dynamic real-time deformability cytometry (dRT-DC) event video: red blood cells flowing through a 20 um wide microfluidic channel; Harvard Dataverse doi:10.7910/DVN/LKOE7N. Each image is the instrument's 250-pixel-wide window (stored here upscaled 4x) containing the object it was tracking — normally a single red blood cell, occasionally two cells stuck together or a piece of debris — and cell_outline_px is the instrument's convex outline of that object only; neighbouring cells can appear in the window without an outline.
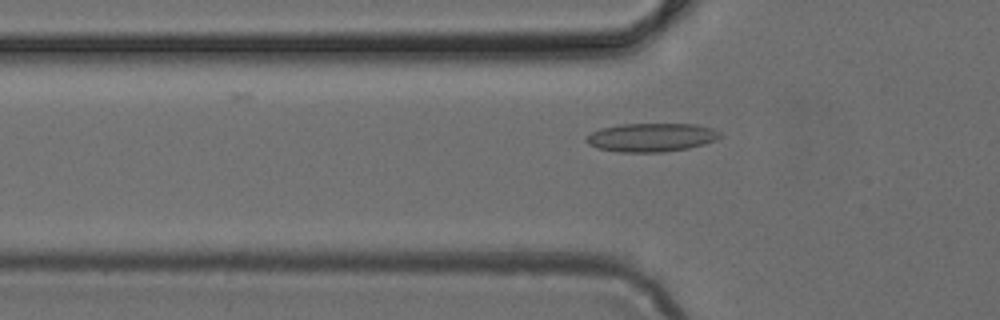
{"species": "common noctule bat (a hibernating species)", "species_latin": "Nyctalus noctula", "temperature_condition": "cold", "stored_images_in_passage": 49, "camera_frame_rate_fps": 3000, "um_per_image_px": 0.085, "animal": {"sex": "female", "body_mass_g": 24.6, "forearm_length_mm": 56.2}, "frame": {"image": 1, "passage_image": 16, "time_ms": 5.0, "image_size_px": [1000, 320], "cell_outline_px": [[724, 136], [716, 140], [704, 144], [688, 148], [664, 152], [616, 152], [596, 148], [588, 144], [584, 140], [584, 136], [600, 128], [620, 124], [696, 124], [712, 128], [720, 132]], "centroid_in_image_um": [55.34, 11.68], "position_along_channel_um": 70.5, "area_um2": 22.6}}
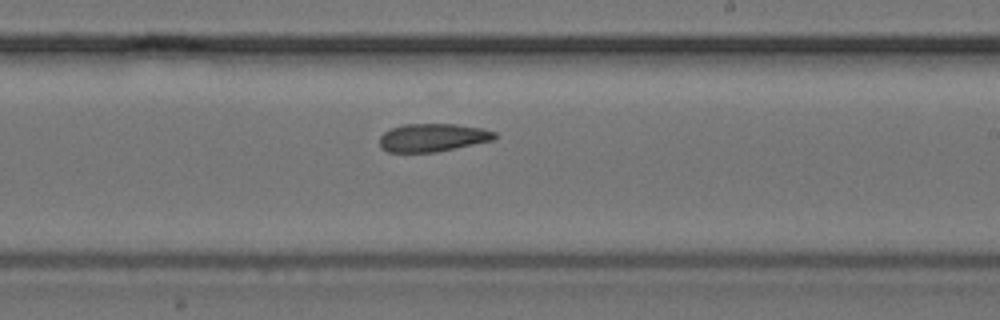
{"frame": {"image": 2, "passage_image": 29, "time_ms": 9.333, "image_size_px": [1000, 320], "cell_outline_px": [[496, 136], [492, 140], [436, 152], [388, 152], [380, 148], [380, 136], [384, 132], [392, 128], [404, 124], [456, 124], [480, 128], [496, 132]], "centroid_in_image_um": [36.74, 11.69], "position_along_channel_um": 252.3, "area_um2": 18.67}}
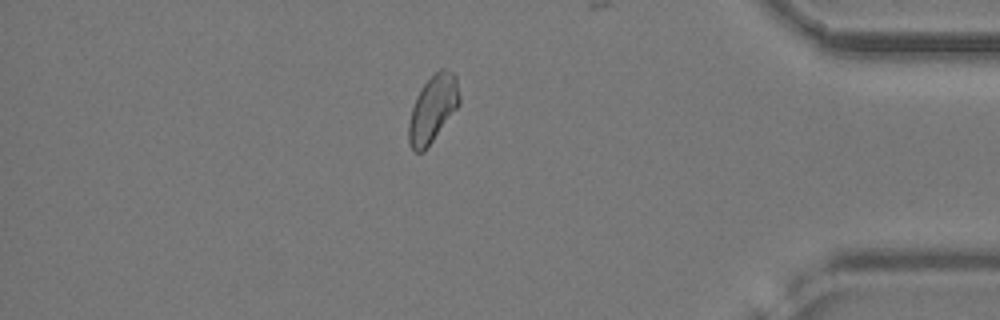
{"frame": {"image": 3, "passage_image": 42, "time_ms": 13.667, "image_size_px": [1000, 320], "cell_outline_px": [[460, 104], [424, 152], [412, 152], [408, 144], [408, 124], [412, 108], [416, 96], [420, 88], [440, 68], [444, 68], [452, 72], [456, 76], [460, 96]], "centroid_in_image_um": [36.77, 9.27], "position_along_channel_um": 398.4, "area_um2": 19.88}}